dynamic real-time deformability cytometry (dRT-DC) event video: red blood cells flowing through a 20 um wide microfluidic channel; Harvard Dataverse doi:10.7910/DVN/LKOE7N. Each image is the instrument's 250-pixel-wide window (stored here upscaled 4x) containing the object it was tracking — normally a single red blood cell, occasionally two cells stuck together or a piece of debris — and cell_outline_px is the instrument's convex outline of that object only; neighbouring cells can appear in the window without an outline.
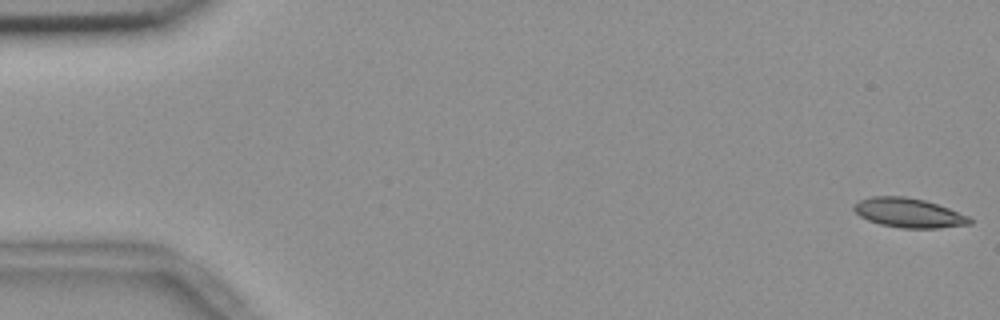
{"species": "common noctule bat (a hibernating species)", "species_latin": "Nyctalus noctula", "temperature_condition": "room temperature", "stored_images_in_passage": 55, "camera_frame_rate_fps": 3000, "um_per_image_px": 0.085, "animal": {"sex": "female", "body_mass_g": 18.4}, "frame": {"image": 1, "passage_image": 1, "time_ms": 0.0, "image_size_px": [1000, 320], "cell_outline_px": [[972, 224], [940, 228], [900, 228], [880, 224], [868, 220], [860, 216], [852, 208], [860, 200], [872, 196], [904, 196], [924, 200], [948, 208], [968, 216], [972, 220]], "centroid_in_image_um": [77.25, 18.1], "position_along_channel_um": 7.8, "area_um2": 19.71}}
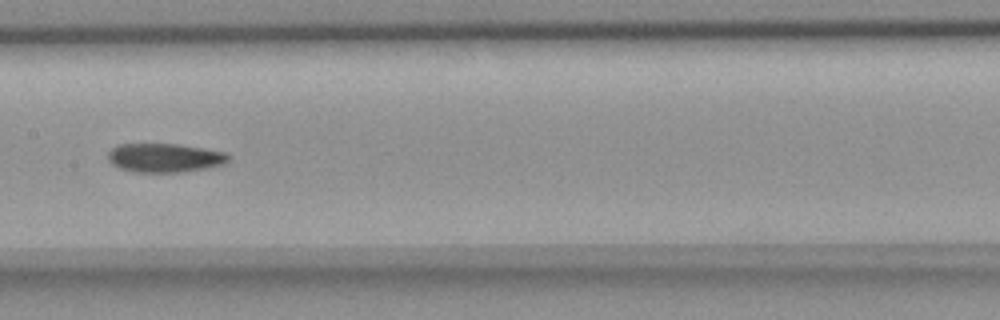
{"frame": {"image": 2, "passage_image": 28, "time_ms": 9.0, "image_size_px": [1000, 320], "cell_outline_px": [[232, 156], [228, 164], [180, 172], [132, 172], [120, 168], [112, 164], [108, 160], [108, 152], [112, 148], [120, 144], [176, 144], [228, 152]], "centroid_in_image_um": [14.05, 13.41], "position_along_channel_um": 193.4, "area_um2": 20.46}}
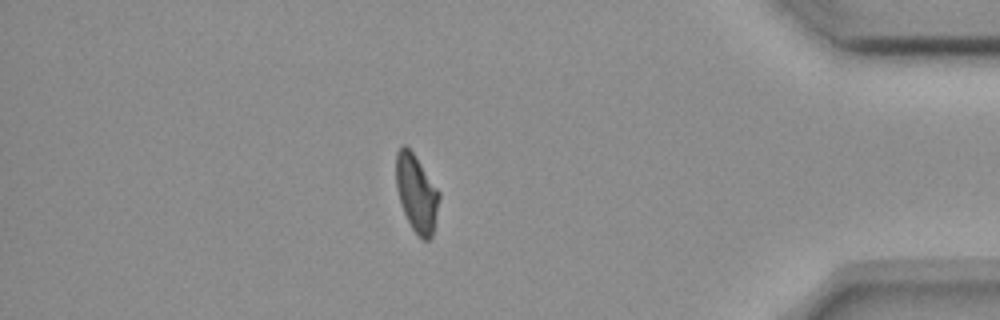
{"frame": {"image": 3, "passage_image": 48, "time_ms": 15.667, "image_size_px": [1000, 320], "cell_outline_px": [[440, 196], [432, 236], [428, 240], [424, 240], [412, 228], [404, 212], [396, 188], [396, 152], [400, 144], [404, 144], [412, 152], [440, 192]], "centroid_in_image_um": [35.39, 16.39], "position_along_channel_um": 399.8, "area_um2": 19.07}, "authors_computed_cell_mechanics": {"area_um2": 20.4612, "velocity_mm_per_s": 3.6621, "shape_relaxation_time_tau1_ms": null, "shape_relaxation_time_tau2_ms": 5.3722, "deformation_change_tau1": null, "deformation_change_tau2": 0.1147}}